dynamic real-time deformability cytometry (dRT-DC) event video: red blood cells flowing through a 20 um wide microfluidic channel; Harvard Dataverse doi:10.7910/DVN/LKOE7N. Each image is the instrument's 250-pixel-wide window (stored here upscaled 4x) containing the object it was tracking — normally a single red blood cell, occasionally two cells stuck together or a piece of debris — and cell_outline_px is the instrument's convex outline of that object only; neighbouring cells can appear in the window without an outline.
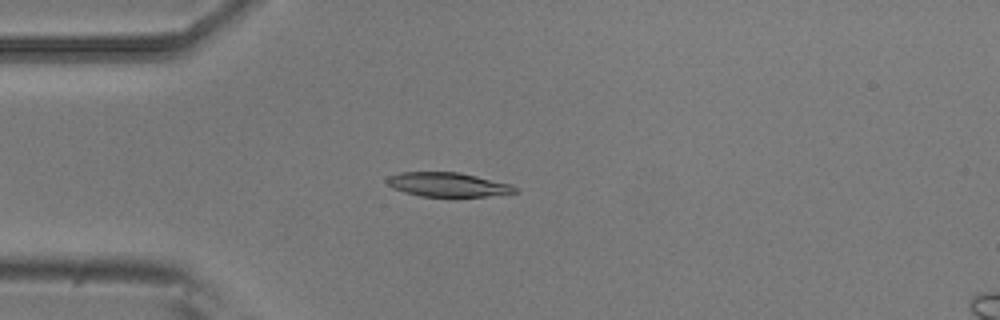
{"species": "common noctule bat (a hibernating species)", "species_latin": "Nyctalus noctula", "temperature_condition": "room temperature", "stored_images_in_passage": 4, "camera_frame_rate_fps": 3000, "um_per_image_px": 0.085, "animal": {"sex": "male", "body_mass_g": 20.5, "forearm_length_mm": 52.5}, "frame": {"image": 1, "passage_image": 4, "time_ms": 1.0, "image_size_px": [1000, 320], "cell_outline_px": [[520, 192], [488, 196], [420, 196], [404, 192], [392, 188], [384, 180], [388, 176], [400, 172], [460, 172], [512, 184], [520, 188]], "centroid_in_image_um": [38.1, 15.68], "position_along_channel_um": 46.9, "area_um2": 18.26}}